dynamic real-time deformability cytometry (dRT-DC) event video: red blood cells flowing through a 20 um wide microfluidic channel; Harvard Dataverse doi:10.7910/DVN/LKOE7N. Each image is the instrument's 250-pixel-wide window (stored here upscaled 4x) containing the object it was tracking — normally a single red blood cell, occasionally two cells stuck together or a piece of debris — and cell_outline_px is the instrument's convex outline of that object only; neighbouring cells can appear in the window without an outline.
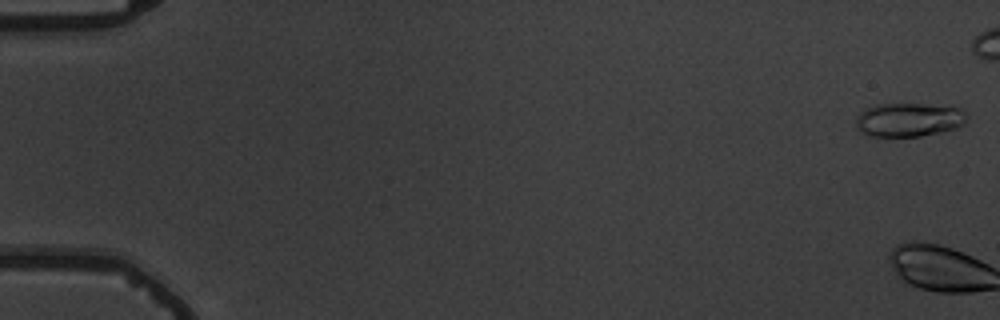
{"species": "common noctule bat (a hibernating species)", "species_latin": "Nyctalus noctula", "temperature_condition": "warm", "stored_images_in_passage": 12, "camera_frame_rate_fps": 3000, "um_per_image_px": 0.085, "animal": {"sex": "male", "body_mass_g": 19.5, "forearm_length_mm": 54.6}, "frame": {"image": 1, "passage_image": 1, "time_ms": 0.0, "image_size_px": [1000, 320], "cell_outline_px": [[968, 120], [964, 124], [956, 128], [940, 132], [920, 136], [868, 136], [860, 132], [856, 128], [856, 116], [864, 108], [876, 104], [924, 104], [960, 108], [968, 112]], "centroid_in_image_um": [77.25, 10.17], "position_along_channel_um": 7.8, "area_um2": 22.14}}
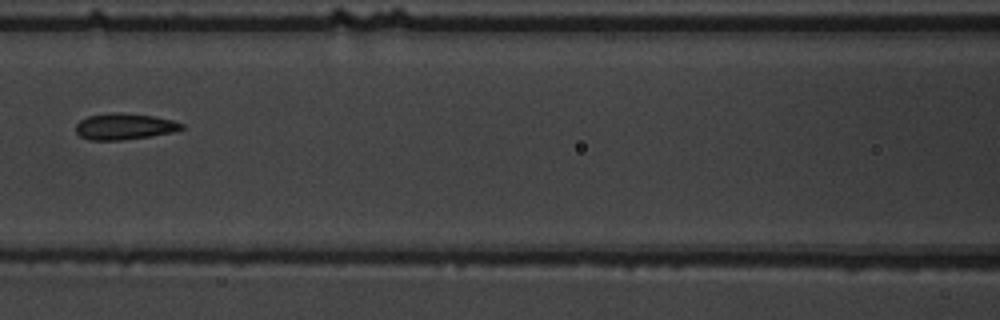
{"frame": {"image": 2, "passage_image": 9, "time_ms": 10.333, "image_size_px": [1000, 320], "cell_outline_px": [[184, 128], [176, 132], [152, 136], [120, 140], [92, 140], [80, 136], [76, 132], [76, 124], [80, 120], [88, 116], [116, 112], [120, 112], [152, 116], [172, 120], [184, 124]], "centroid_in_image_um": [10.6, 10.75], "position_along_channel_um": 156.0, "area_um2": 16.18}}
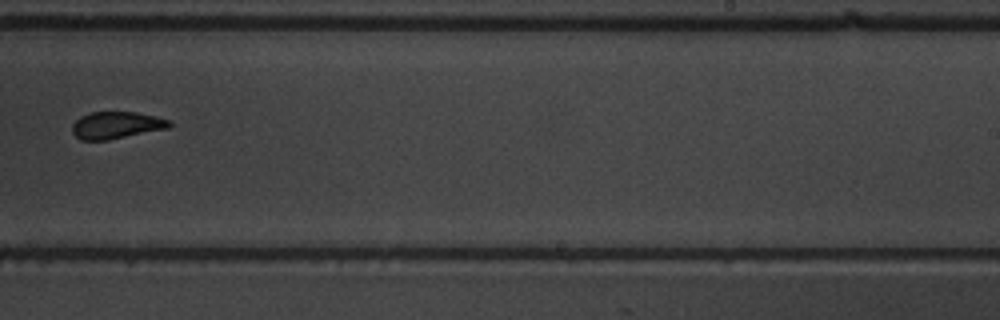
{"frame": {"image": 3, "passage_image": 12, "time_ms": 13.667, "image_size_px": [1000, 320], "cell_outline_px": [[172, 124], [168, 128], [108, 140], [80, 140], [72, 132], [72, 124], [80, 116], [92, 112], [136, 112], [156, 116], [168, 120]], "centroid_in_image_um": [9.86, 10.64], "position_along_channel_um": 279.1, "area_um2": 15.26}}